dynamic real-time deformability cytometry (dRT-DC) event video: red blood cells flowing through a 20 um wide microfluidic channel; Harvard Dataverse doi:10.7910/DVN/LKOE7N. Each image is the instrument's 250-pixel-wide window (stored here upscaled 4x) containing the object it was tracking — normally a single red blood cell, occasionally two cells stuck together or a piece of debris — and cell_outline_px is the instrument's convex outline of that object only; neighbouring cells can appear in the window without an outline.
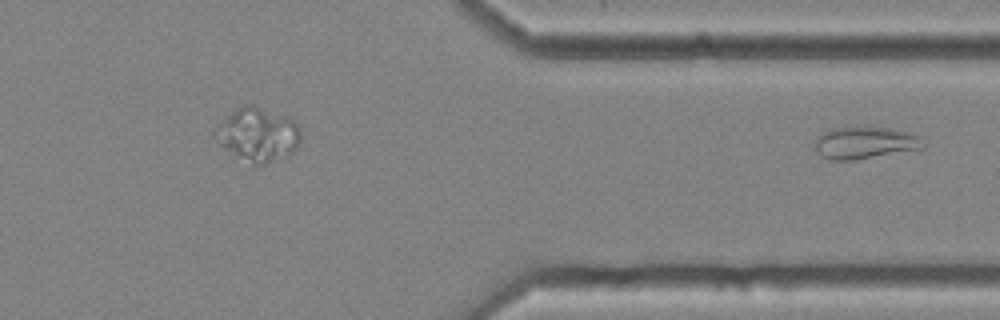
{"species": "common noctule bat (a hibernating species)", "species_latin": "Nyctalus noctula", "temperature_condition": "cold", "stored_images_in_passage": 42, "segment_of_instrument_passage": [2, 2], "camera_frame_rate_fps": 3000, "um_per_image_px": 0.085, "animal": {"sex": "female", "body_mass_g": 25.1}, "frame": {"image": 1, "passage_image": 42, "time_ms": 13.667, "image_size_px": [1000, 320], "cell_outline_px": [[924, 148], [852, 160], [828, 160], [820, 156], [816, 152], [816, 136], [832, 128], [868, 124], [912, 132], [920, 136], [924, 144]], "centroid_in_image_um": [73.51, 12.09], "position_along_channel_um": 337.9, "area_um2": 20.92}}